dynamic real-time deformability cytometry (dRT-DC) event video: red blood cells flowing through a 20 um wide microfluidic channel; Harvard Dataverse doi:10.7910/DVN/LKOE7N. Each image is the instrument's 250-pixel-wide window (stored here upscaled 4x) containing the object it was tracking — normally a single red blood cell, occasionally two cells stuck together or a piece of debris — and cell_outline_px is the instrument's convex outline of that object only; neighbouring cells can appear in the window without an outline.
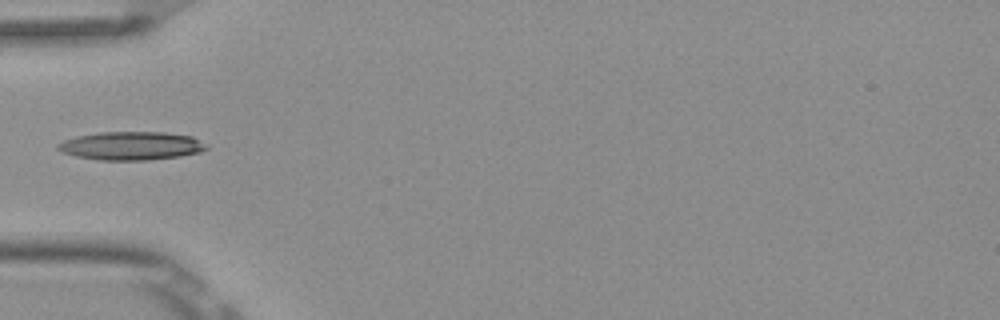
{"species": "Egyptian fruit bat (a non-hibernating species)", "species_latin": "Rousettus aegyptiacus", "temperature_condition": "room temperature", "stored_images_in_passage": 6, "camera_frame_rate_fps": 3000, "um_per_image_px": 0.085, "frame": {"image": 1, "passage_image": 6, "time_ms": 1.667, "image_size_px": [1000, 320], "cell_outline_px": [[208, 148], [200, 152], [180, 156], [148, 160], [100, 160], [76, 156], [60, 152], [56, 148], [56, 144], [64, 140], [76, 136], [100, 132], [164, 132], [192, 136], [208, 144]], "centroid_in_image_um": [11.15, 12.39], "position_along_channel_um": 73.9, "area_um2": 24.74}}